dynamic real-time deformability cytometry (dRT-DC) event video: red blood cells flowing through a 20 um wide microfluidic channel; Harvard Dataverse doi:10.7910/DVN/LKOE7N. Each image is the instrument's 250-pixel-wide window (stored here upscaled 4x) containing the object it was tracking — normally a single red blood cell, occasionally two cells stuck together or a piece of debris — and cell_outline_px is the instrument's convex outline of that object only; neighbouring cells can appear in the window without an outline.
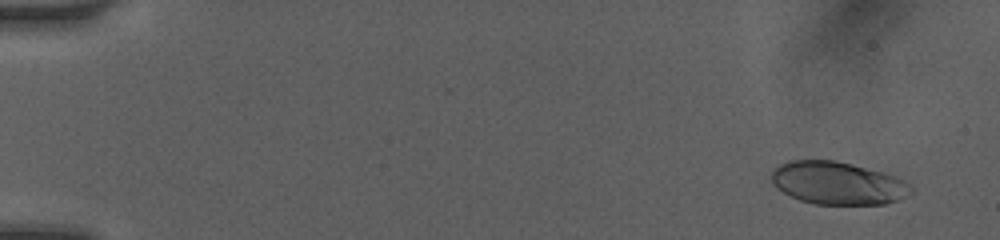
{"species": "human", "species_latin": "Homo sapiens", "temperature_condition": "room temperature", "stored_images_in_passage": 32, "camera_frame_rate_fps": 3000, "um_per_image_px": 0.085, "donor": {"sex": "female"}, "frame": {"image": 1, "passage_image": 6, "time_ms": 1.0, "image_size_px": [1000, 240], "cell_outline_px": [[912, 192], [896, 200], [884, 204], [816, 204], [800, 200], [776, 188], [772, 184], [772, 168], [788, 160], [836, 160], [884, 172], [896, 176], [904, 180], [912, 188]], "centroid_in_image_um": [71.18, 15.55], "position_along_channel_um": 13.8, "area_um2": 34.74}}
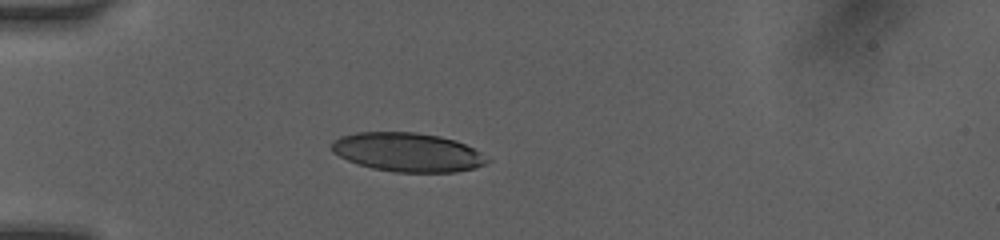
{"frame": {"image": 2, "passage_image": 28, "time_ms": 5.0, "image_size_px": [1000, 240], "cell_outline_px": [[492, 160], [476, 168], [456, 172], [396, 172], [372, 168], [348, 160], [332, 152], [332, 144], [340, 136], [356, 132], [412, 132], [440, 136], [456, 140], [480, 152]], "centroid_in_image_um": [34.68, 12.94], "position_along_channel_um": 50.3, "area_um2": 35.14}}